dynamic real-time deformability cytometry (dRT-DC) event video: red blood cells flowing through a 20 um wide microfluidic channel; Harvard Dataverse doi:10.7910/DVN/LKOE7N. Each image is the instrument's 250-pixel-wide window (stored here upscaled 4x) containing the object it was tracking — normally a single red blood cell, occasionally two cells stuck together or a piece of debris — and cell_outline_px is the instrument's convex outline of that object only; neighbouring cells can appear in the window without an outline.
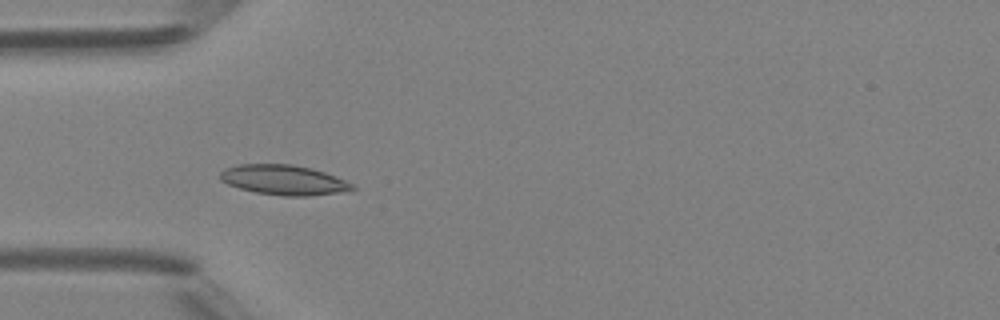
{"species": "Egyptian fruit bat (a non-hibernating species)", "species_latin": "Rousettus aegyptiacus", "temperature_condition": "room temperature", "stored_images_in_passage": 6, "camera_frame_rate_fps": 3000, "um_per_image_px": 0.085, "animal": {"sex": "female"}, "frame": {"image": 1, "passage_image": 3, "time_ms": 3.333, "image_size_px": [1000, 320], "cell_outline_px": [[356, 188], [352, 192], [308, 196], [280, 196], [256, 192], [240, 188], [228, 184], [220, 180], [220, 172], [224, 168], [240, 164], [292, 164], [324, 172], [344, 180], [352, 184]], "centroid_in_image_um": [24.14, 15.31], "position_along_channel_um": 60.9, "area_um2": 23.18}}
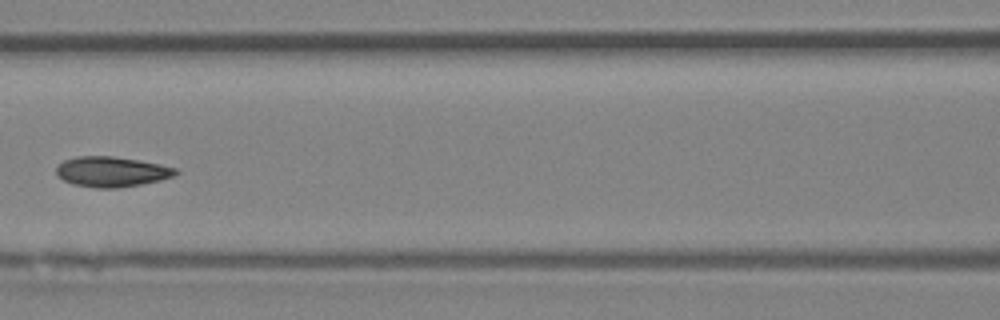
{"frame": {"image": 2, "passage_image": 5, "time_ms": 5.667, "image_size_px": [1000, 320], "cell_outline_px": [[180, 172], [172, 176], [160, 180], [140, 184], [116, 188], [96, 188], [72, 184], [64, 180], [56, 172], [56, 164], [64, 160], [76, 156], [112, 156], [140, 160], [160, 164], [176, 168]], "centroid_in_image_um": [9.47, 14.58], "position_along_channel_um": 157.1, "area_um2": 21.04}}
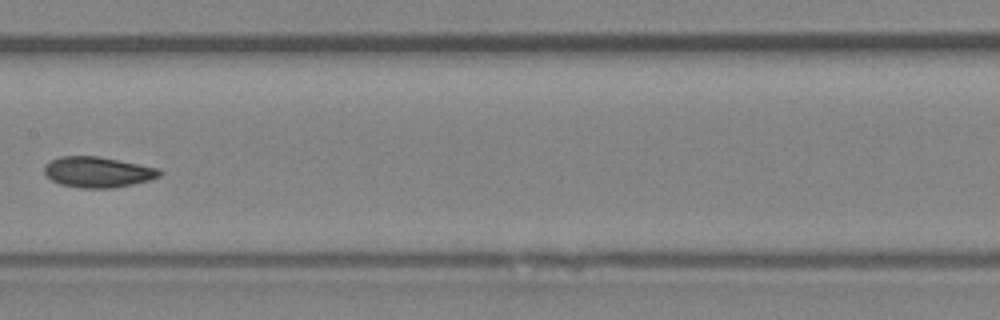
{"frame": {"image": 3, "passage_image": 6, "time_ms": 6.667, "image_size_px": [1000, 320], "cell_outline_px": [[164, 172], [160, 176], [148, 180], [132, 184], [112, 188], [80, 188], [60, 184], [52, 180], [44, 172], [44, 164], [48, 160], [60, 156], [100, 156], [160, 168]], "centroid_in_image_um": [8.31, 14.61], "position_along_channel_um": 199.1, "area_um2": 20.81}}